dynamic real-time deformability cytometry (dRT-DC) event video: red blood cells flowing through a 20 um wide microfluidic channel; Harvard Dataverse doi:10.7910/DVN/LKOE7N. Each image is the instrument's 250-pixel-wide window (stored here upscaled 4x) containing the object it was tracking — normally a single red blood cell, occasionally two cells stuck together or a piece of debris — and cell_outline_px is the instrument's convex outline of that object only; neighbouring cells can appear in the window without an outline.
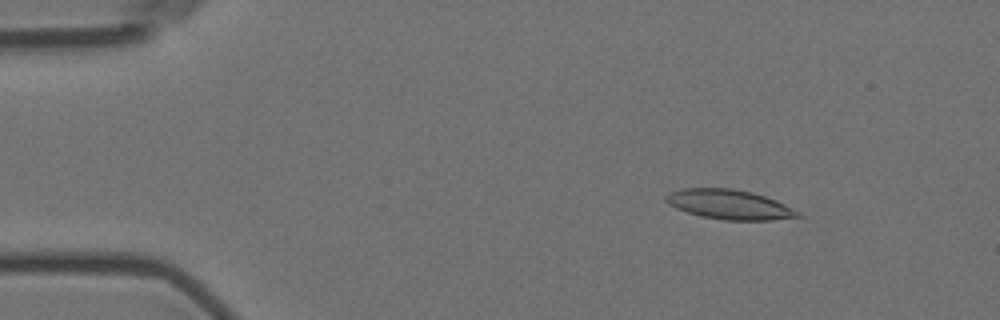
{"species": "Egyptian fruit bat (a non-hibernating species)", "species_latin": "Rousettus aegyptiacus", "temperature_condition": "room temperature", "stored_images_in_passage": 6, "camera_frame_rate_fps": 3000, "um_per_image_px": 0.085, "animal": {"sex": "female"}, "frame": {"image": 1, "passage_image": 2, "time_ms": 1.0, "image_size_px": [1000, 320], "cell_outline_px": [[804, 216], [772, 220], [724, 220], [700, 216], [676, 208], [668, 204], [664, 200], [664, 196], [668, 192], [680, 188], [732, 188], [752, 192], [776, 200], [800, 212]], "centroid_in_image_um": [61.96, 17.37], "position_along_channel_um": 23.0, "area_um2": 22.95}}
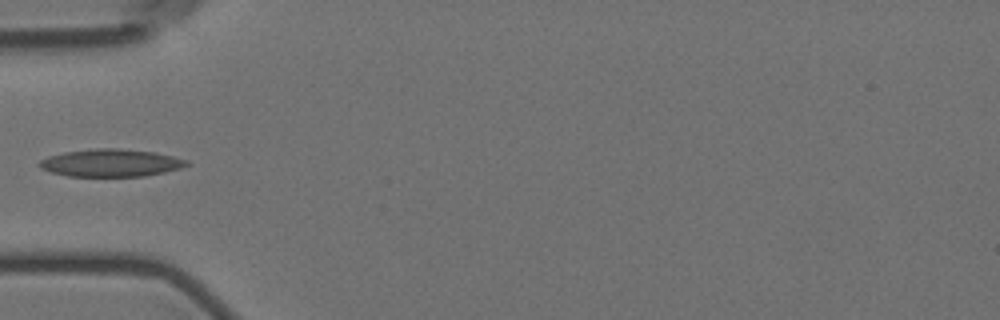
{"frame": {"image": 2, "passage_image": 5, "time_ms": 4.667, "image_size_px": [1000, 320], "cell_outline_px": [[192, 164], [180, 168], [164, 172], [144, 176], [68, 176], [52, 172], [40, 168], [36, 164], [40, 160], [48, 156], [64, 152], [96, 148], [116, 148], [156, 152], [188, 160]], "centroid_in_image_um": [9.42, 13.84], "position_along_channel_um": 75.6, "area_um2": 23.7}}
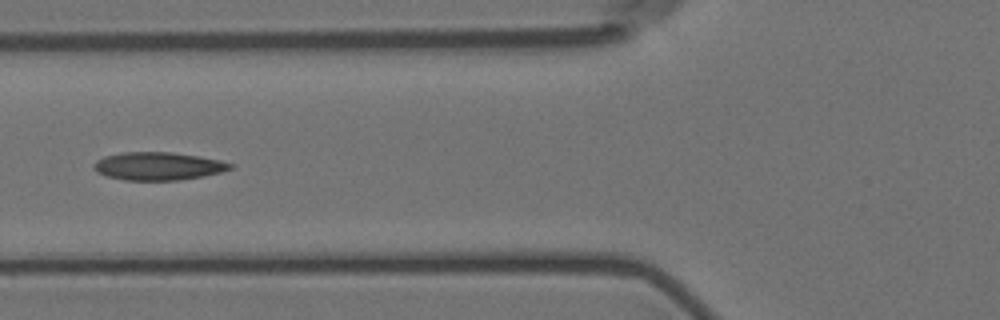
{"frame": {"image": 3, "passage_image": 6, "time_ms": 5.667, "image_size_px": [1000, 320], "cell_outline_px": [[236, 164], [232, 168], [220, 172], [204, 176], [180, 180], [124, 180], [108, 176], [96, 172], [92, 168], [92, 164], [96, 160], [104, 156], [124, 152], [172, 152], [200, 156], [220, 160]], "centroid_in_image_um": [13.44, 14.11], "position_along_channel_um": 112.4, "area_um2": 22.43}}